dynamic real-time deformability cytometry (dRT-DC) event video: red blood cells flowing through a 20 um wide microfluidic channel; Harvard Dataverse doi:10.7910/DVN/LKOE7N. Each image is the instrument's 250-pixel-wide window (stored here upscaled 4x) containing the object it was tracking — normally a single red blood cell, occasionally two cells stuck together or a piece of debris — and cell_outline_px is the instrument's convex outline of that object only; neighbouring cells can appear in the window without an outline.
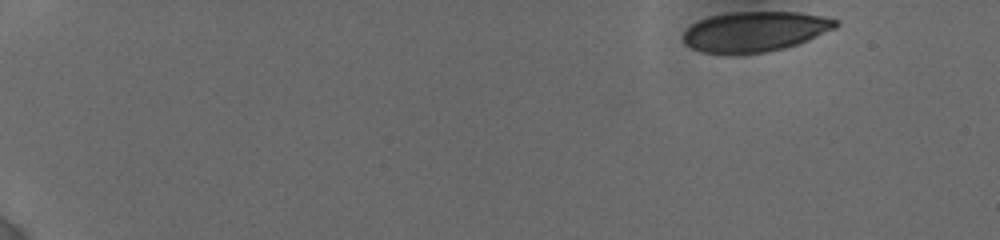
{"species": "human", "species_latin": "Homo sapiens", "temperature_condition": "cold", "stored_images_in_passage": 50, "camera_frame_rate_fps": 3000, "um_per_image_px": 0.085, "donor": {"sex": "female"}, "frame": {"image": 1, "passage_image": 1, "time_ms": 0.0, "image_size_px": [1000, 240], "cell_outline_px": [[840, 24], [836, 28], [796, 44], [784, 48], [764, 52], [704, 52], [692, 48], [684, 44], [684, 32], [692, 24], [708, 16], [728, 12], [800, 12], [840, 20]], "centroid_in_image_um": [64.19, 2.65], "position_along_channel_um": 20.8, "area_um2": 35.08}}
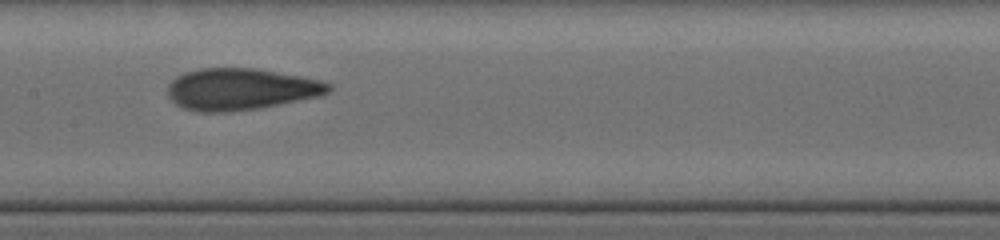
{"frame": {"image": 2, "passage_image": 26, "time_ms": 8.333, "image_size_px": [1000, 240], "cell_outline_px": [[332, 88], [328, 92], [320, 96], [260, 108], [228, 112], [200, 112], [184, 108], [176, 104], [168, 96], [168, 84], [176, 76], [184, 72], [200, 68], [256, 68], [300, 76], [320, 80], [332, 84]], "centroid_in_image_um": [20.45, 7.58], "position_along_channel_um": 186.9, "area_um2": 39.19}}
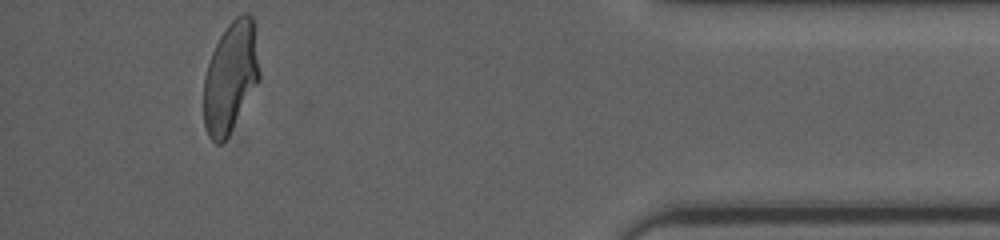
{"frame": {"image": 3, "passage_image": 47, "time_ms": 15.333, "image_size_px": [1000, 240], "cell_outline_px": [[260, 76], [256, 84], [228, 136], [220, 144], [216, 144], [208, 136], [204, 124], [204, 76], [212, 52], [220, 36], [228, 24], [236, 16], [244, 12], [248, 12], [252, 16], [260, 72]], "centroid_in_image_um": [19.58, 6.54], "position_along_channel_um": 415.6, "area_um2": 35.43}, "authors_computed_cell_mechanics": {"area_um2": 37.6856, "velocity_mm_per_s": 3.845, "shape_relaxation_time_tau1_ms": null, "shape_relaxation_time_tau2_ms": 0.9747, "deformation_change_tau1": null, "deformation_change_tau2": 0.0737}}